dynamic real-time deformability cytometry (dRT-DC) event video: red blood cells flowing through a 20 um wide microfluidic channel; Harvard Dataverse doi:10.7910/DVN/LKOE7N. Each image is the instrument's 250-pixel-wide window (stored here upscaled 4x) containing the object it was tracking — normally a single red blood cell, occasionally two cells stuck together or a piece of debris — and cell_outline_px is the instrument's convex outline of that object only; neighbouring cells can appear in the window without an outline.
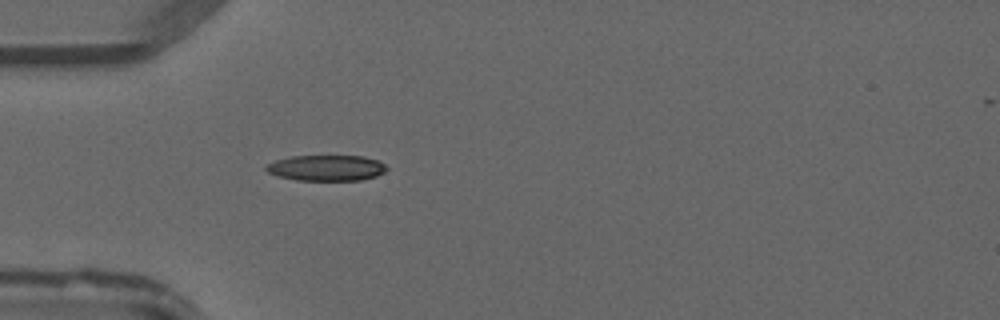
{"species": "common noctule bat (a hibernating species)", "species_latin": "Nyctalus noctula", "temperature_condition": "warm", "stored_images_in_passage": 47, "camera_frame_rate_fps": 3000, "um_per_image_px": 0.085, "animal": {"sex": "male", "forearm_length_mm": 52.5}, "frame": {"image": 1, "passage_image": 14, "time_ms": 4.333, "image_size_px": [1000, 320], "cell_outline_px": [[388, 168], [384, 172], [376, 176], [360, 180], [296, 180], [280, 176], [268, 172], [264, 168], [268, 164], [276, 160], [292, 156], [364, 156], [380, 160]], "centroid_in_image_um": [27.78, 14.27], "position_along_channel_um": 57.2, "area_um2": 18.03}}
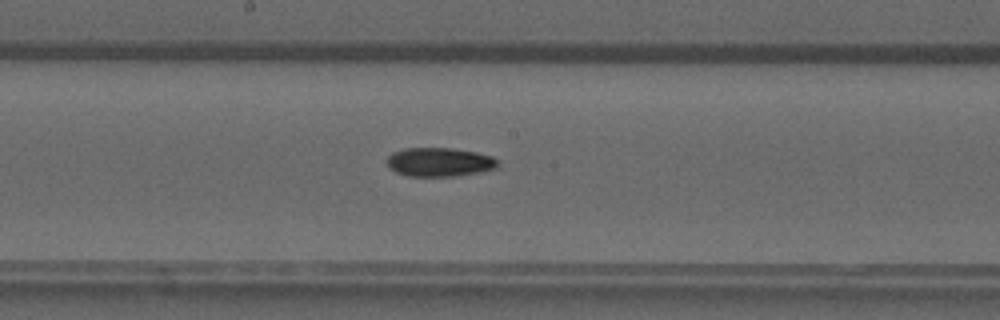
{"frame": {"image": 2, "passage_image": 25, "time_ms": 8.0, "image_size_px": [1000, 320], "cell_outline_px": [[500, 164], [496, 168], [480, 172], [452, 176], [408, 176], [396, 172], [388, 168], [384, 160], [392, 152], [404, 148], [452, 148], [476, 152], [492, 156]], "centroid_in_image_um": [37.3, 13.77], "position_along_channel_um": 210.9, "area_um2": 18.84}}
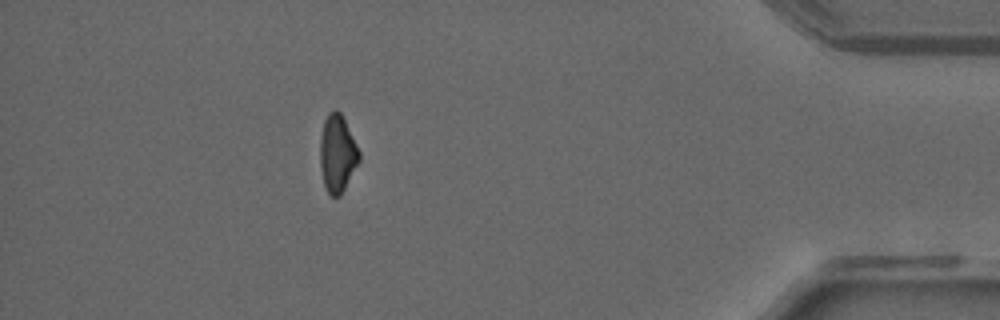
{"frame": {"image": 3, "passage_image": 42, "time_ms": 13.667, "image_size_px": [1000, 320], "cell_outline_px": [[360, 160], [340, 196], [332, 196], [328, 192], [324, 184], [320, 168], [320, 140], [324, 120], [328, 112], [336, 108], [340, 112], [360, 152]], "centroid_in_image_um": [28.66, 13.04], "position_along_channel_um": 406.5, "area_um2": 17.46}}